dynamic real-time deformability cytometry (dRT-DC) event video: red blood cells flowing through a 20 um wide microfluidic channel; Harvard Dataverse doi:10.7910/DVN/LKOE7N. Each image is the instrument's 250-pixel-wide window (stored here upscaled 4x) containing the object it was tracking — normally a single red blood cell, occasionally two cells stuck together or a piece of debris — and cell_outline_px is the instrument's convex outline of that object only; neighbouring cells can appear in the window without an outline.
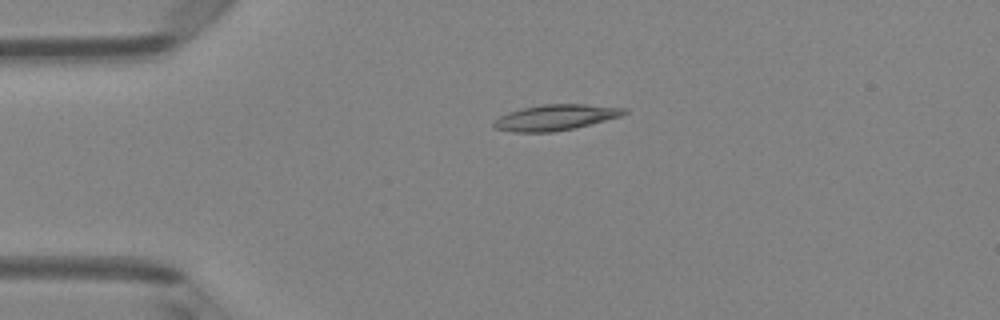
{"species": "Egyptian fruit bat (a non-hibernating species)", "species_latin": "Rousettus aegyptiacus", "temperature_condition": "room temperature", "stored_images_in_passage": 39, "camera_frame_rate_fps": 3000, "um_per_image_px": 0.085, "animal": {"sex": "female"}, "frame": {"image": 1, "passage_image": 1, "time_ms": 0.0, "image_size_px": [1000, 320], "cell_outline_px": [[628, 112], [620, 116], [572, 128], [552, 132], [512, 132], [496, 128], [492, 124], [500, 116], [508, 112], [524, 108], [544, 104], [584, 104], [628, 108]], "centroid_in_image_um": [47.21, 9.97], "position_along_channel_um": 37.8, "area_um2": 19.19}}
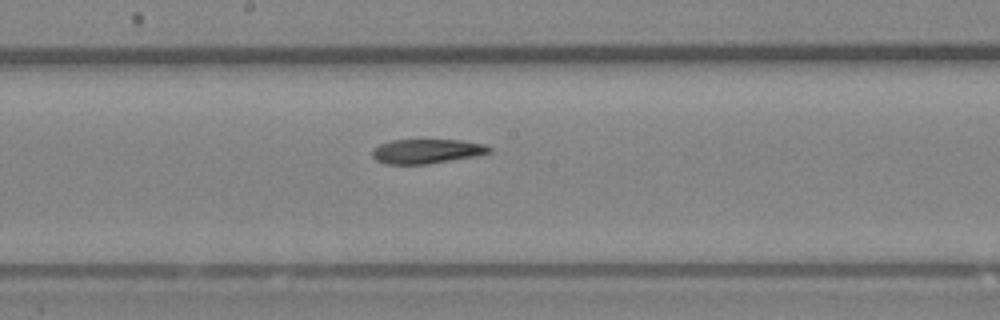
{"frame": {"image": 2, "passage_image": 16, "time_ms": 5.0, "image_size_px": [1000, 320], "cell_outline_px": [[492, 152], [480, 156], [428, 164], [384, 164], [376, 160], [372, 156], [372, 148], [380, 144], [392, 140], [460, 140], [484, 144], [492, 148]], "centroid_in_image_um": [36.3, 12.86], "position_along_channel_um": 211.9, "area_um2": 16.94}}
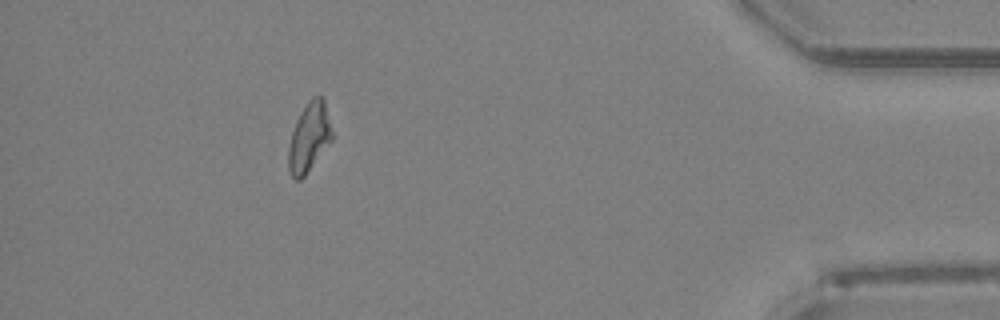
{"frame": {"image": 3, "passage_image": 34, "time_ms": 11.0, "image_size_px": [1000, 320], "cell_outline_px": [[332, 140], [304, 176], [300, 180], [296, 180], [292, 176], [288, 168], [288, 148], [292, 132], [296, 120], [300, 112], [308, 100], [312, 96], [320, 96], [324, 100], [332, 132]], "centroid_in_image_um": [26.26, 11.66], "position_along_channel_um": 408.9, "area_um2": 17.34}, "authors_computed_cell_mechanics": {"area_um2": 17.918, "velocity_mm_per_s": 4.1603, "shape_relaxation_time_tau1_ms": 6.2101, "shape_relaxation_time_tau2_ms": null, "deformation_change_tau1": 0.2106, "deformation_change_tau2": null}}